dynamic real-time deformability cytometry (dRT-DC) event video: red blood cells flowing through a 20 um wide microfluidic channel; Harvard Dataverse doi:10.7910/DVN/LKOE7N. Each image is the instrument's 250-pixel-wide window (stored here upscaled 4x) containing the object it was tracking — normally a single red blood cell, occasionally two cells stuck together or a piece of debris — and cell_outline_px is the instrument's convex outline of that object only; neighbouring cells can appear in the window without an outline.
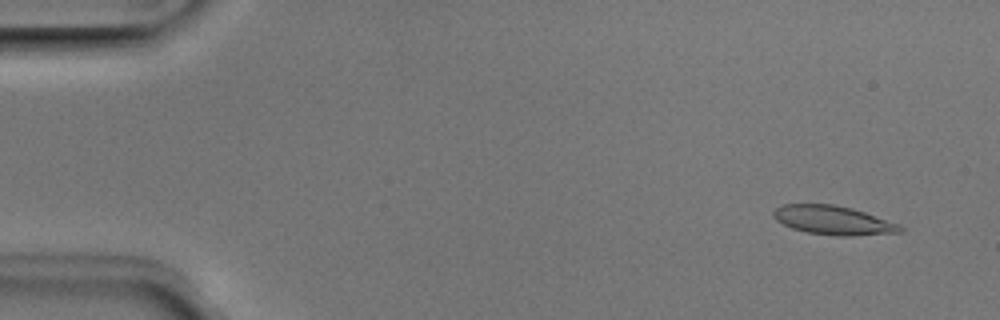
{"species": "Egyptian fruit bat (a non-hibernating species)", "species_latin": "Rousettus aegyptiacus", "temperature_condition": "room temperature", "stored_images_in_passage": 52, "camera_frame_rate_fps": 3000, "um_per_image_px": 0.085, "animal": {"sex": "male"}, "frame": {"image": 1, "passage_image": 4, "time_ms": 1.0, "image_size_px": [1000, 320], "cell_outline_px": [[904, 232], [852, 236], [836, 236], [808, 232], [792, 228], [776, 220], [772, 216], [772, 212], [776, 208], [784, 204], [832, 204], [852, 208], [900, 224], [904, 228]], "centroid_in_image_um": [70.84, 18.72], "position_along_channel_um": 14.2, "area_um2": 21.39}}
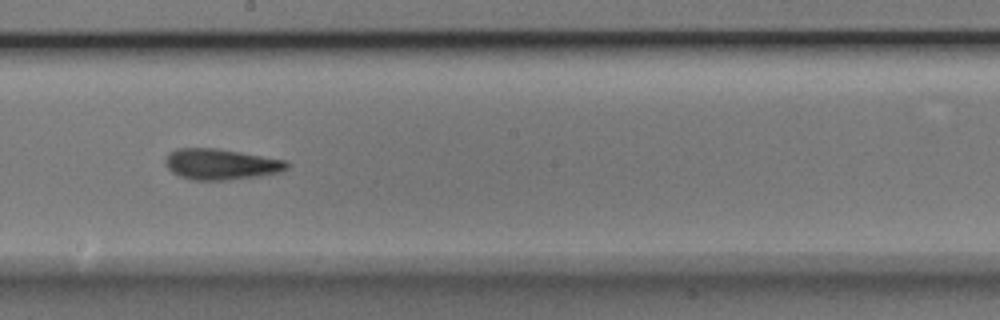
{"frame": {"image": 2, "passage_image": 29, "time_ms": 9.333, "image_size_px": [1000, 320], "cell_outline_px": [[288, 168], [280, 172], [256, 176], [224, 180], [192, 180], [180, 176], [172, 172], [164, 164], [164, 160], [168, 152], [176, 148], [216, 148], [288, 160]], "centroid_in_image_um": [18.74, 13.95], "position_along_channel_um": 229.5, "area_um2": 21.91}}
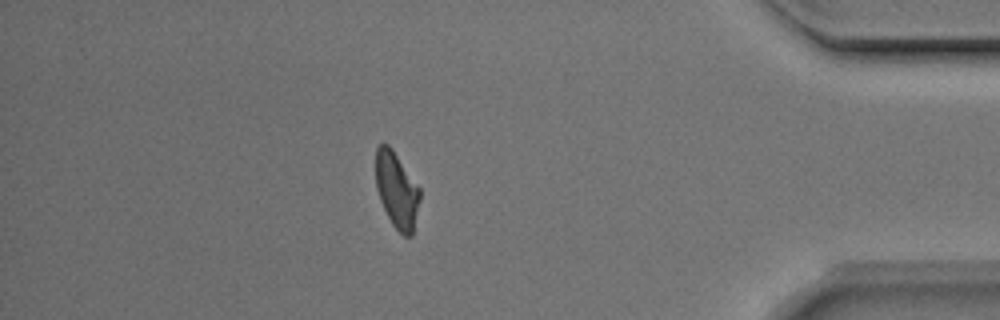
{"frame": {"image": 3, "passage_image": 45, "time_ms": 14.667, "image_size_px": [1000, 320], "cell_outline_px": [[420, 200], [412, 236], [404, 236], [392, 224], [380, 200], [376, 188], [376, 148], [380, 144], [388, 144], [392, 148], [420, 188]], "centroid_in_image_um": [33.73, 16.15], "position_along_channel_um": 401.5, "area_um2": 19.42}, "authors_computed_cell_mechanics": {"area_um2": 21.1548, "velocity_mm_per_s": 3.9569, "shape_relaxation_time_tau1_ms": 6.2899, "shape_relaxation_time_tau2_ms": 4.2822, "deformation_change_tau1": 0.1599, "deformation_change_tau2": 0.1175}}